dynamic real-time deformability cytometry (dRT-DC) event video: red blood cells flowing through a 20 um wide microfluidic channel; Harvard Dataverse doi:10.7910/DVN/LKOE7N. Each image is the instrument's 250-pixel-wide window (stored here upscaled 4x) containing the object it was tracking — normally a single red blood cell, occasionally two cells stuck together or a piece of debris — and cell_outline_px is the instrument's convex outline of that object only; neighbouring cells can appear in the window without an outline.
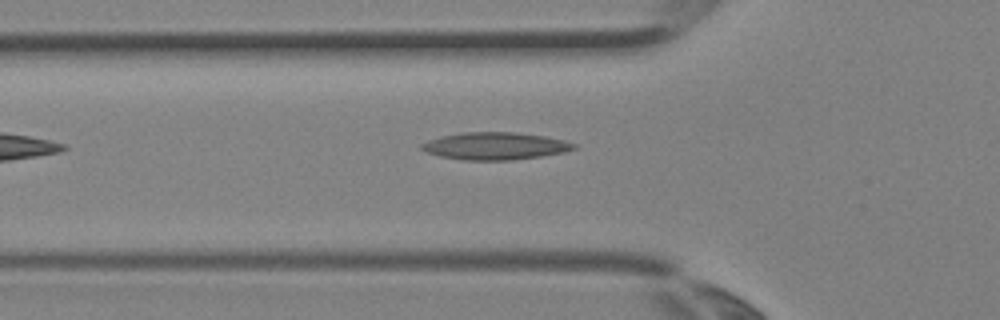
{"species": "Egyptian fruit bat (a non-hibernating species)", "species_latin": "Rousettus aegyptiacus", "temperature_condition": "room temperature", "stored_images_in_passage": 4, "camera_frame_rate_fps": 3000, "um_per_image_px": 0.085, "animal": {"sex": "female"}, "frame": {"image": 1, "passage_image": 4, "time_ms": 1.0, "image_size_px": [1000, 320], "cell_outline_px": [[576, 148], [564, 152], [540, 156], [512, 160], [464, 160], [440, 156], [428, 152], [420, 148], [420, 144], [428, 140], [440, 136], [460, 132], [516, 132], [544, 136], [564, 140], [576, 144]], "centroid_in_image_um": [42.07, 12.4], "position_along_channel_um": 83.7, "area_um2": 24.28}}